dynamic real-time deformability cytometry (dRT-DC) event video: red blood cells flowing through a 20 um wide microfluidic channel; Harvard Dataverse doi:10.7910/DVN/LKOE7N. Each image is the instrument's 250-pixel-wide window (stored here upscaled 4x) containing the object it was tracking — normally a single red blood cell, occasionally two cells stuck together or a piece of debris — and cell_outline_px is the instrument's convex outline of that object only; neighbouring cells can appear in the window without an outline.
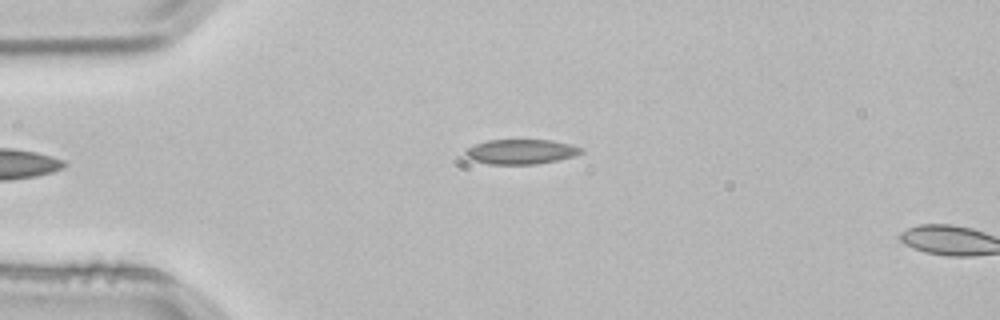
{"species": "common noctule bat (a hibernating species)", "species_latin": "Nyctalus noctula", "temperature_condition": "room temperature", "stored_images_in_passage": 2, "camera_frame_rate_fps": 3000, "um_per_image_px": 0.085, "animal": {"sex": "male", "body_mass_g": 21.5, "forearm_length_mm": 52.0}, "frame": {"image": 1, "passage_image": 2, "time_ms": 0.333, "image_size_px": [1000, 320], "cell_outline_px": [[584, 152], [576, 156], [536, 164], [488, 164], [472, 160], [464, 156], [464, 148], [488, 140], [552, 140], [584, 148]], "centroid_in_image_um": [44.26, 12.89], "position_along_channel_um": 40.7, "area_um2": 16.88}}